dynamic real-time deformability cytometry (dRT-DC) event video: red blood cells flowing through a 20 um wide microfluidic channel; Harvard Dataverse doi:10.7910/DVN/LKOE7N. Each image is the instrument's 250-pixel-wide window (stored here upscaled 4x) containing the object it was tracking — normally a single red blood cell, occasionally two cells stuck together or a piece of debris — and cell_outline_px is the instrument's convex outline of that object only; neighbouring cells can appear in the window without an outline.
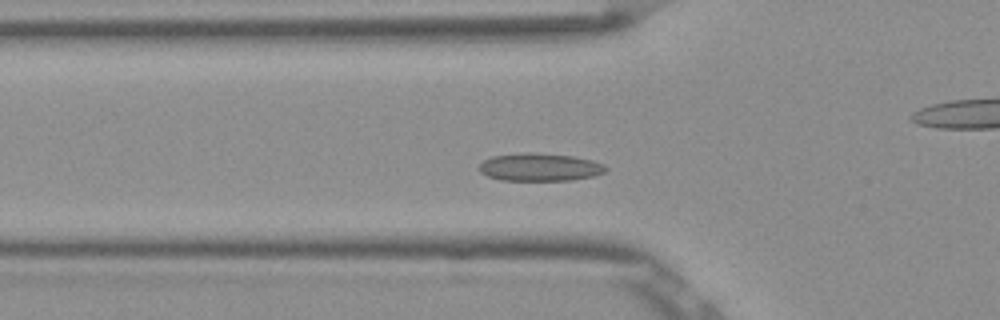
{"species": "Egyptian fruit bat (a non-hibernating species)", "species_latin": "Rousettus aegyptiacus", "temperature_condition": "room temperature", "stored_images_in_passage": 44, "camera_frame_rate_fps": 3000, "um_per_image_px": 0.085, "frame": {"image": 1, "passage_image": 13, "time_ms": 4.0, "image_size_px": [1000, 320], "cell_outline_px": [[608, 168], [604, 172], [592, 176], [572, 180], [500, 180], [488, 176], [480, 172], [480, 164], [484, 160], [492, 156], [528, 152], [572, 156], [592, 160], [604, 164]], "centroid_in_image_um": [45.89, 14.21], "position_along_channel_um": 79.9, "area_um2": 20.35}}
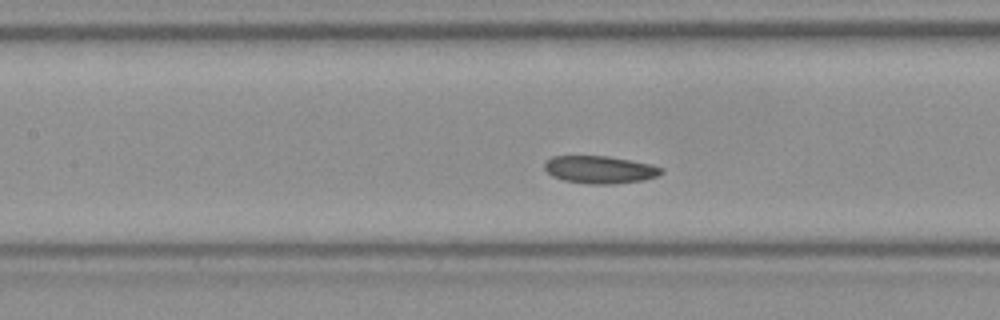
{"frame": {"image": 2, "passage_image": 19, "time_ms": 6.0, "image_size_px": [1000, 320], "cell_outline_px": [[664, 172], [656, 176], [644, 180], [612, 184], [588, 184], [564, 180], [552, 176], [544, 168], [544, 160], [552, 156], [608, 156], [652, 164], [664, 168]], "centroid_in_image_um": [50.99, 14.41], "position_along_channel_um": 156.4, "area_um2": 18.9}}
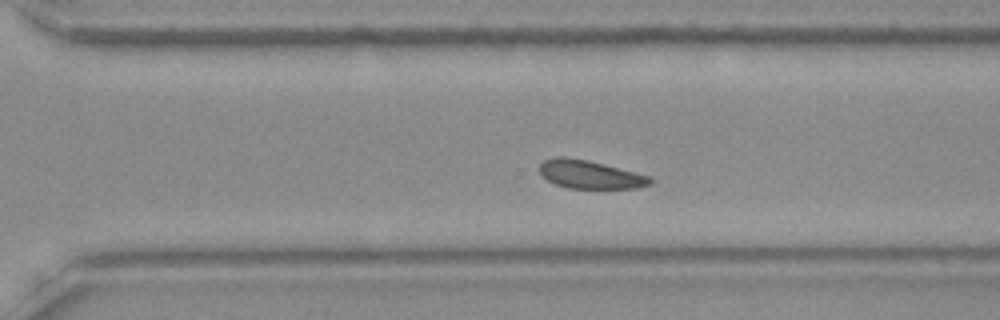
{"frame": {"image": 3, "passage_image": 32, "time_ms": 10.333, "image_size_px": [1000, 320], "cell_outline_px": [[652, 184], [636, 188], [568, 188], [556, 184], [548, 180], [540, 172], [540, 164], [544, 160], [556, 156], [564, 156], [588, 160], [652, 176]], "centroid_in_image_um": [50.18, 14.82], "position_along_channel_um": 320.4, "area_um2": 18.21}, "authors_computed_cell_mechanics": {"area_um2": 19.0162, "velocity_mm_per_s": 3.7925, "shape_relaxation_time_tau1_ms": 6.5485, "shape_relaxation_time_tau2_ms": 2.8991, "deformation_change_tau1": 0.0982, "deformation_change_tau2": 0.0728}}